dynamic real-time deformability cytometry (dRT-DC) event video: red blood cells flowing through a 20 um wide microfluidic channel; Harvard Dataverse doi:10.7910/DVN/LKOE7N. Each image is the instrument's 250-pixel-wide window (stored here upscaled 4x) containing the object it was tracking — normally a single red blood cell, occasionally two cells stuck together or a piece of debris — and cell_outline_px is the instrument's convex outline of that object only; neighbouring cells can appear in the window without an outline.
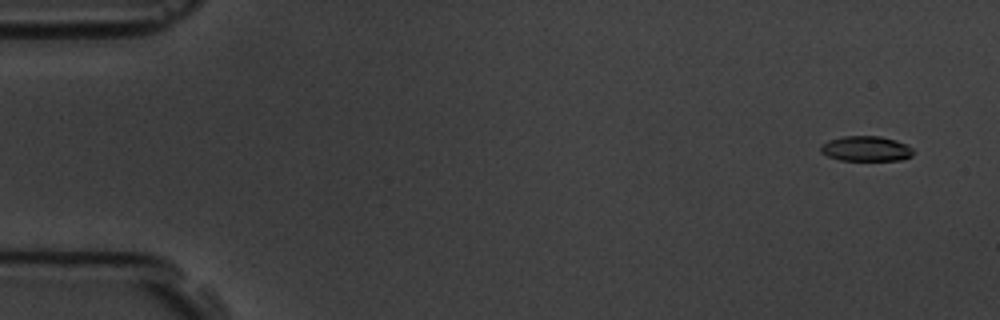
{"species": "common noctule bat (a hibernating species)", "species_latin": "Nyctalus noctula", "temperature_condition": "room temperature", "stored_images_in_passage": 5, "segment_of_instrument_passage": [1, 2], "camera_frame_rate_fps": 3000, "um_per_image_px": 0.085, "animal": {"sex": "male", "body_mass_g": 19.5, "forearm_length_mm": 54.6}, "frame": {"image": 1, "passage_image": 1, "time_ms": 0.0, "image_size_px": [1000, 320], "cell_outline_px": [[912, 156], [900, 160], [840, 160], [828, 156], [820, 152], [820, 144], [828, 140], [844, 136], [880, 136], [896, 140], [912, 148]], "centroid_in_image_um": [73.57, 12.63], "position_along_channel_um": 11.4, "area_um2": 13.53}}
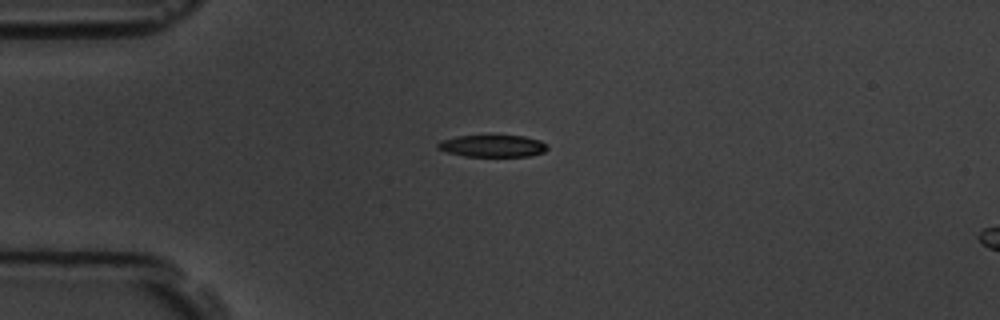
{"frame": {"image": 2, "passage_image": 4, "time_ms": 3.667, "image_size_px": [1000, 320], "cell_outline_px": [[548, 148], [544, 152], [528, 156], [464, 156], [448, 152], [436, 148], [436, 144], [440, 140], [456, 136], [524, 136], [540, 140], [548, 144]], "centroid_in_image_um": [41.86, 12.4], "position_along_channel_um": 43.1, "area_um2": 14.05}}